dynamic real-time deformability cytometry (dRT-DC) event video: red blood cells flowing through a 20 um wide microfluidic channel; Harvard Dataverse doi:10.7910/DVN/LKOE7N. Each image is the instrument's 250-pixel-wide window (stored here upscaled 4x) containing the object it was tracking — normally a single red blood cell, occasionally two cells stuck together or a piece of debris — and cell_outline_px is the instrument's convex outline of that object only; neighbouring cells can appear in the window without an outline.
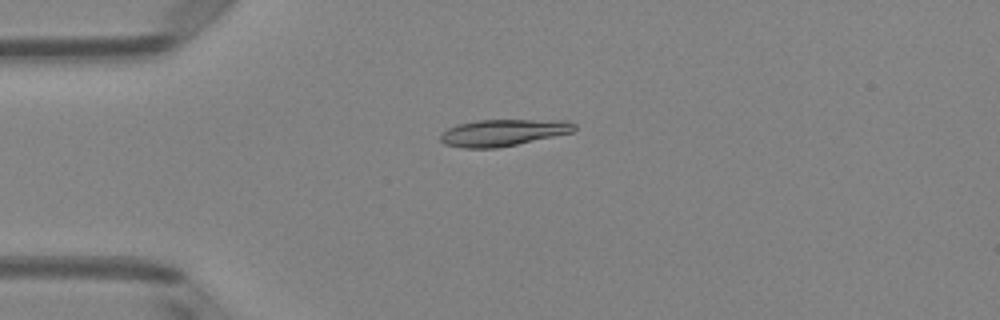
{"species": "Egyptian fruit bat (a non-hibernating species)", "species_latin": "Rousettus aegyptiacus", "temperature_condition": "room temperature", "stored_images_in_passage": 5, "camera_frame_rate_fps": 3000, "um_per_image_px": 0.085, "animal": {"sex": "female"}, "frame": {"image": 1, "passage_image": 2, "time_ms": 0.333, "image_size_px": [1000, 320], "cell_outline_px": [[576, 128], [572, 132], [516, 144], [496, 148], [464, 148], [444, 144], [440, 140], [440, 136], [448, 128], [460, 124], [476, 120], [568, 120], [576, 124]], "centroid_in_image_um": [42.77, 11.27], "position_along_channel_um": 42.2, "area_um2": 20.63}}
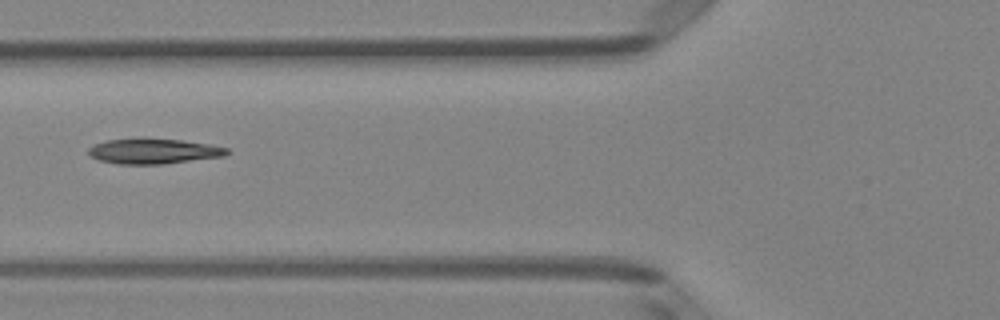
{"frame": {"image": 2, "passage_image": 4, "time_ms": 1.0, "image_size_px": [1000, 320], "cell_outline_px": [[228, 152], [224, 156], [164, 164], [116, 164], [100, 160], [88, 156], [88, 148], [92, 144], [108, 140], [140, 136], [144, 136], [180, 140], [208, 144], [228, 148]], "centroid_in_image_um": [12.97, 12.82], "position_along_channel_um": 112.8, "area_um2": 20.92}}
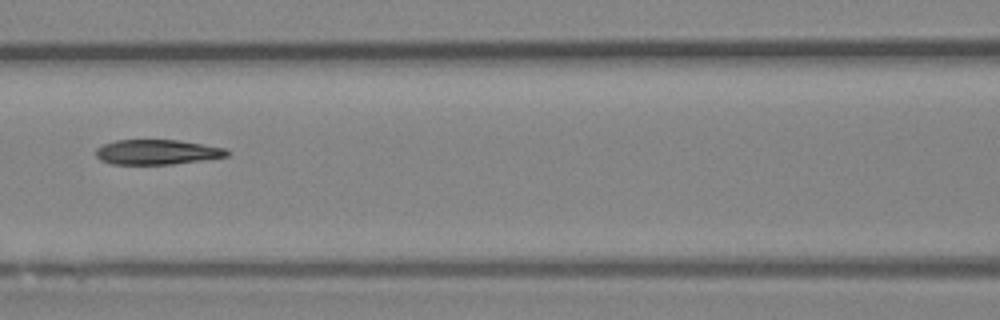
{"frame": {"image": 3, "passage_image": 5, "time_ms": 1.333, "image_size_px": [1000, 320], "cell_outline_px": [[232, 152], [228, 156], [172, 164], [112, 164], [100, 160], [96, 156], [96, 148], [104, 144], [116, 140], [180, 140], [228, 148]], "centroid_in_image_um": [13.39, 12.92], "position_along_channel_um": 153.2, "area_um2": 19.13}}